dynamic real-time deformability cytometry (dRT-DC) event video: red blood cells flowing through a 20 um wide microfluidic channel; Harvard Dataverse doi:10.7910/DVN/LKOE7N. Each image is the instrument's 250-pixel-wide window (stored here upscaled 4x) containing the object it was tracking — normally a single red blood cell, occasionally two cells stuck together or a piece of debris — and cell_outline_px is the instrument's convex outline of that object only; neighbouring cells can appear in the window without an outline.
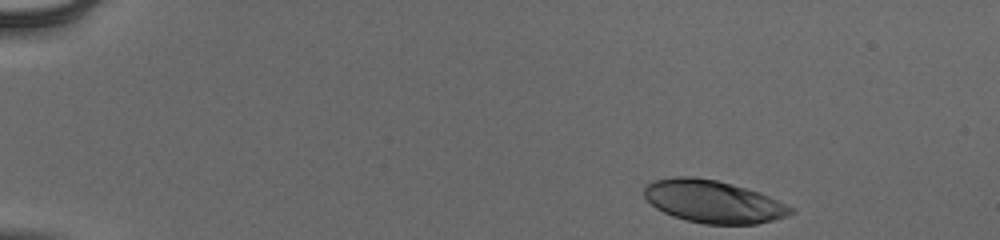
{"species": "human", "species_latin": "Homo sapiens", "temperature_condition": "cold", "stored_images_in_passage": 48, "camera_frame_rate_fps": 3000, "um_per_image_px": 0.085, "donor": {"sex": "male"}, "frame": {"image": 1, "passage_image": 1, "time_ms": 0.0, "image_size_px": [1000, 240], "cell_outline_px": [[796, 212], [788, 216], [756, 224], [704, 224], [672, 216], [656, 208], [644, 196], [644, 188], [648, 184], [656, 180], [676, 176], [692, 176], [716, 180], [732, 184], [760, 192], [796, 208]], "centroid_in_image_um": [60.67, 17.13], "position_along_channel_um": 24.3, "area_um2": 36.36}}
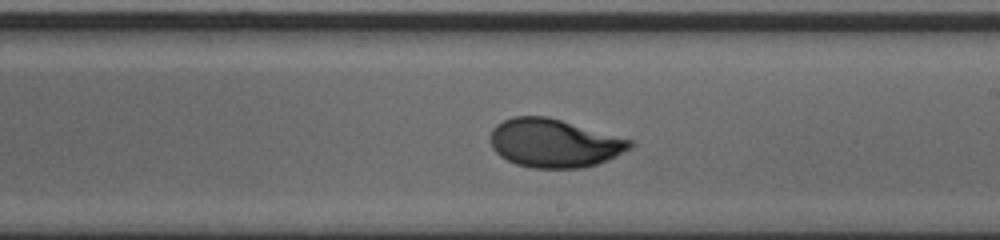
{"frame": {"image": 2, "passage_image": 27, "time_ms": 8.667, "image_size_px": [1000, 240], "cell_outline_px": [[636, 144], [632, 148], [608, 160], [596, 164], [580, 168], [532, 168], [516, 164], [500, 156], [492, 148], [488, 136], [492, 128], [496, 124], [512, 116], [548, 116], [636, 140]], "centroid_in_image_um": [47.13, 12.15], "position_along_channel_um": 241.9, "area_um2": 40.11}}
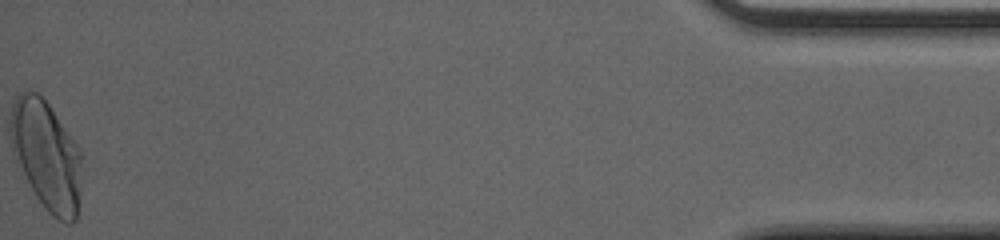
{"frame": {"image": 3, "passage_image": 48, "time_ms": 15.667, "image_size_px": [1000, 240], "cell_outline_px": [[80, 192], [76, 220], [72, 224], [68, 224], [56, 220], [44, 208], [36, 196], [12, 152], [12, 104], [16, 96], [20, 92], [28, 88], [36, 92], [48, 104], [76, 144], [80, 152]], "centroid_in_image_um": [3.95, 13.24], "position_along_channel_um": 431.2, "area_um2": 44.62}, "authors_computed_cell_mechanics": {"area_um2": 39.1884, "velocity_mm_per_s": 3.8987, "shape_relaxation_time_tau1_ms": 4.057, "shape_relaxation_time_tau2_ms": null, "deformation_change_tau1": 0.2015, "deformation_change_tau2": null}}